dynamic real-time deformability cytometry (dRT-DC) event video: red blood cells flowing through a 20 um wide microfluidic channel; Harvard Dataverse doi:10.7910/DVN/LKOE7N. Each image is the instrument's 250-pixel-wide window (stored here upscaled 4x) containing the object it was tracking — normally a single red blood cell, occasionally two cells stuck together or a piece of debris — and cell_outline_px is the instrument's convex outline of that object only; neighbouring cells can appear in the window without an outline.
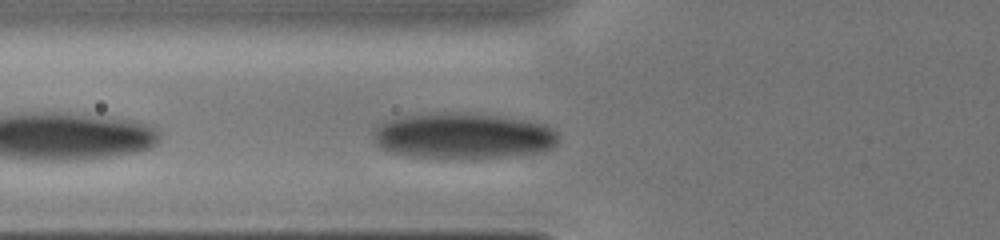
{"species": "human", "species_latin": "Homo sapiens", "temperature_condition": "cold", "stored_images_in_passage": 13, "camera_frame_rate_fps": 3000, "um_per_image_px": 0.085, "donor": {"sex": "male"}, "frame": {"image": 1, "passage_image": 8, "time_ms": 3.0, "image_size_px": [1000, 240], "cell_outline_px": [[556, 144], [540, 152], [508, 156], [412, 156], [392, 152], [380, 148], [376, 144], [376, 128], [380, 124], [396, 116], [436, 112], [468, 112], [532, 120], [556, 128]], "centroid_in_image_um": [39.39, 11.49], "position_along_channel_um": 86.4, "area_um2": 48.9}}
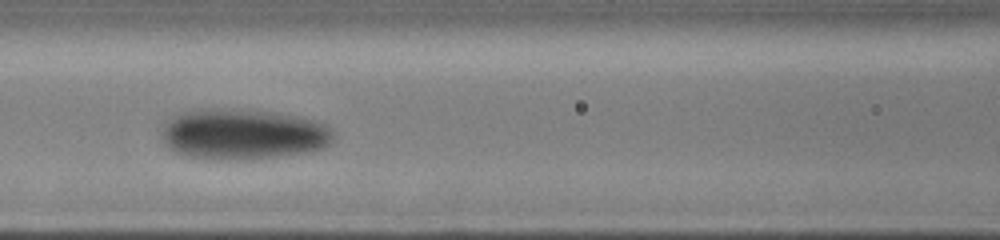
{"frame": {"image": 2, "passage_image": 11, "time_ms": 4.333, "image_size_px": [1000, 240], "cell_outline_px": [[336, 136], [324, 148], [308, 152], [244, 160], [216, 160], [188, 156], [176, 152], [164, 144], [164, 128], [168, 120], [172, 116], [180, 112], [192, 108], [224, 108], [272, 112], [300, 116], [320, 120], [332, 128]], "centroid_in_image_um": [20.7, 11.39], "position_along_channel_um": 145.9, "area_um2": 51.38}}